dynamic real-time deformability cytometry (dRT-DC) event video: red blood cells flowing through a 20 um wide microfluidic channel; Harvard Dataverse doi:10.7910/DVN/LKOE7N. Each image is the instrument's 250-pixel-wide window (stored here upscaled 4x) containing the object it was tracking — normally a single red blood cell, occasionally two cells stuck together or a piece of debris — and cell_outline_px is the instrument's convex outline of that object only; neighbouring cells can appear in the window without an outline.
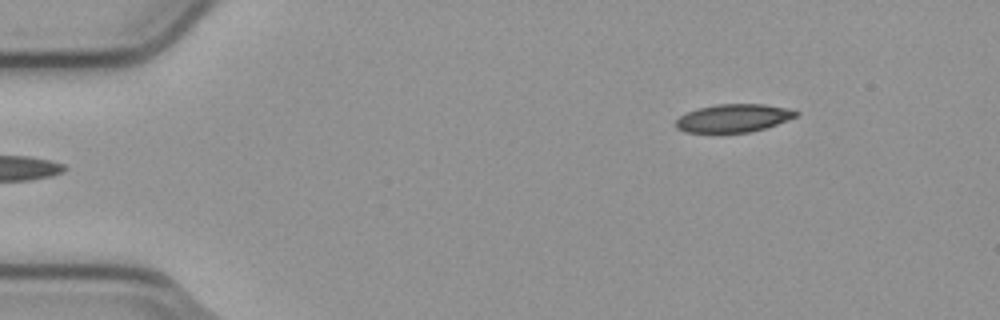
{"species": "common noctule bat (a hibernating species)", "species_latin": "Nyctalus noctula", "temperature_condition": "cold", "stored_images_in_passage": 6, "camera_frame_rate_fps": 3000, "um_per_image_px": 0.085, "animal": {"sex": "male", "body_mass_g": 23.1, "forearm_length_mm": 52.7}, "frame": {"image": 1, "passage_image": 6, "time_ms": 1.667, "image_size_px": [1000, 320], "cell_outline_px": [[800, 112], [796, 116], [776, 124], [752, 132], [684, 132], [676, 128], [676, 120], [680, 116], [688, 112], [700, 108], [716, 104], [764, 104], [784, 108]], "centroid_in_image_um": [62.32, 10.04], "position_along_channel_um": 22.7, "area_um2": 19.31}}